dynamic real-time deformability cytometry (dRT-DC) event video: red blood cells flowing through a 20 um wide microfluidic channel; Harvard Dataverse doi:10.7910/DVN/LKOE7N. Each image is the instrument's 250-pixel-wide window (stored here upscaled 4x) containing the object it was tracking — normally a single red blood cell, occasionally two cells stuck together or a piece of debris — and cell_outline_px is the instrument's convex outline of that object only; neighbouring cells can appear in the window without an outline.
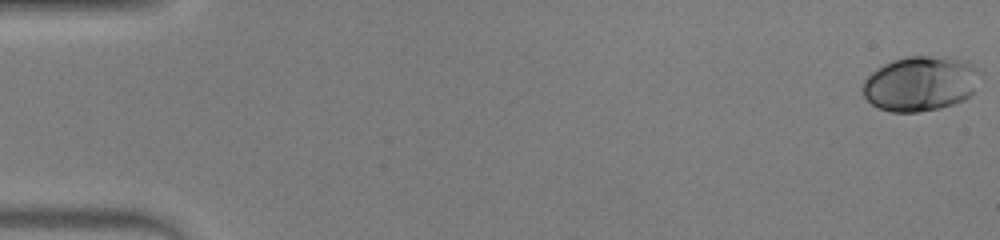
{"species": "human", "species_latin": "Homo sapiens", "temperature_condition": "warm", "stored_images_in_passage": 54, "camera_frame_rate_fps": 3000, "um_per_image_px": 0.085, "donor": {"sex": "male"}, "frame": {"image": 1, "passage_image": 1, "time_ms": 0.0, "image_size_px": [1000, 240], "cell_outline_px": [[984, 72], [972, 92], [964, 100], [940, 108], [916, 112], [892, 112], [880, 108], [872, 104], [864, 96], [860, 88], [864, 80], [876, 68], [892, 60], [904, 56], [928, 56], [968, 60], [980, 68]], "centroid_in_image_um": [78.26, 7.09], "position_along_channel_um": 6.7, "area_um2": 37.97}}
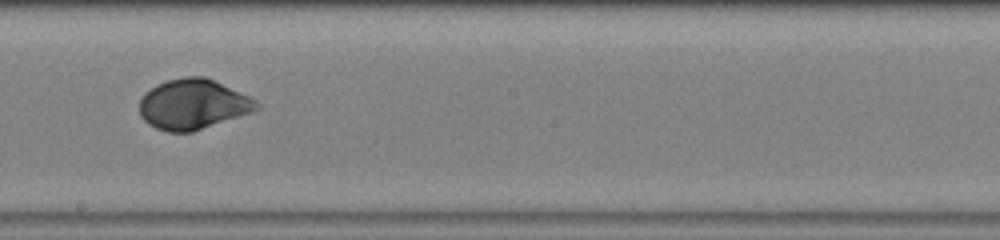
{"frame": {"image": 2, "passage_image": 31, "time_ms": 10.0, "image_size_px": [1000, 240], "cell_outline_px": [[260, 108], [252, 112], [192, 132], [168, 132], [156, 128], [148, 124], [140, 116], [140, 100], [144, 92], [156, 84], [168, 80], [184, 76], [204, 76], [248, 96], [256, 100], [260, 104]], "centroid_in_image_um": [16.38, 8.87], "position_along_channel_um": 231.8, "area_um2": 34.16}}
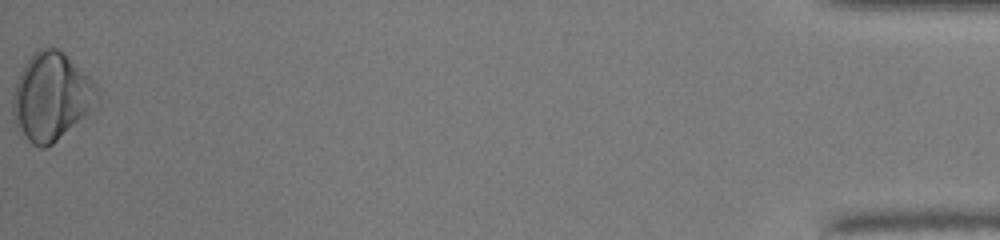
{"frame": {"image": 3, "passage_image": 54, "time_ms": 17.667, "image_size_px": [1000, 240], "cell_outline_px": [[96, 108], [52, 144], [44, 148], [40, 148], [32, 144], [20, 136], [16, 128], [12, 112], [12, 92], [16, 80], [24, 64], [32, 52], [40, 48], [60, 48], [96, 84]], "centroid_in_image_um": [4.32, 8.23], "position_along_channel_um": 430.9, "area_um2": 43.64}, "authors_computed_cell_mechanics": {"area_um2": 33.7841, "velocity_mm_per_s": 3.8824, "shape_relaxation_time_tau1_ms": 3.6794, "shape_relaxation_time_tau2_ms": null, "deformation_change_tau1": 0.155, "deformation_change_tau2": null}}